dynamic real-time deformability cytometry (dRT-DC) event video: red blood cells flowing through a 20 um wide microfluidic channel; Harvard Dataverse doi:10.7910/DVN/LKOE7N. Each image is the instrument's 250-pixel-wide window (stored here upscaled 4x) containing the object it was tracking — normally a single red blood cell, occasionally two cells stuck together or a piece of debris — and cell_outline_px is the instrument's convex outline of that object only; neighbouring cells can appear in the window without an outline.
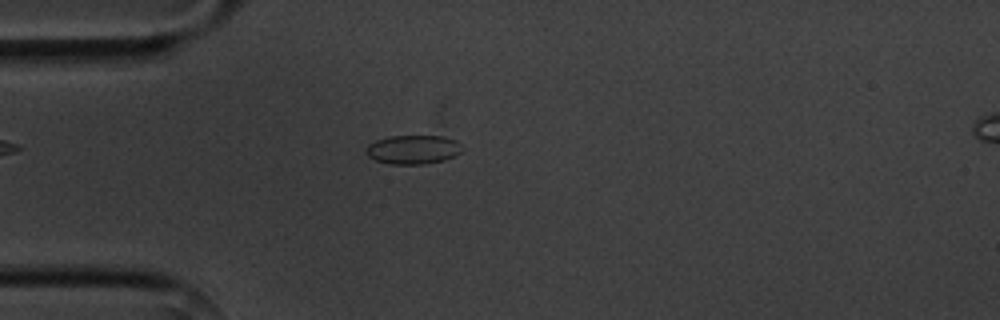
{"species": "common noctule bat (a hibernating species)", "species_latin": "Nyctalus noctula", "temperature_condition": "cold", "stored_images_in_passage": 2, "camera_frame_rate_fps": 3000, "um_per_image_px": 0.085, "animal": {"sex": "male", "body_mass_g": 20.1, "forearm_length_mm": 53.5}, "frame": {"image": 1, "passage_image": 1, "time_ms": 0.0, "image_size_px": [1000, 320], "cell_outline_px": [[464, 148], [456, 156], [444, 160], [424, 164], [392, 164], [376, 160], [368, 156], [364, 148], [368, 144], [376, 140], [388, 136], [444, 136], [456, 140]], "centroid_in_image_um": [35.12, 12.7], "position_along_channel_um": 49.9, "area_um2": 16.36}}